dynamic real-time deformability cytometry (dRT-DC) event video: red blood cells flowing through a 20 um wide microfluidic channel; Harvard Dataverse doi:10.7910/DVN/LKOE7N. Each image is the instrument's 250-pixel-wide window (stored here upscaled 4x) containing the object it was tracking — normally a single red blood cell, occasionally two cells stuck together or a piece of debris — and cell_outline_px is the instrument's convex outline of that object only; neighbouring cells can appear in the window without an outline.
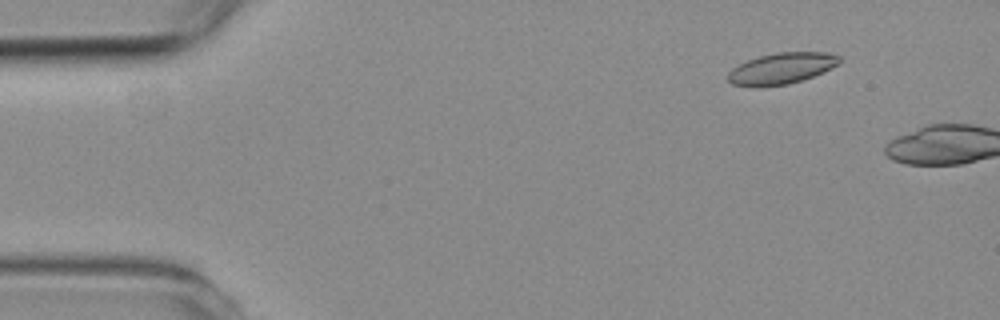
{"species": "common noctule bat (a hibernating species)", "species_latin": "Nyctalus noctula", "temperature_condition": "room temperature", "stored_images_in_passage": 2, "camera_frame_rate_fps": 3000, "um_per_image_px": 0.085, "animal": {"sex": "female", "body_mass_g": 19.3, "forearm_length_mm": 54.1}, "frame": {"image": 1, "passage_image": 1, "time_ms": 0.0, "image_size_px": [1000, 320], "cell_outline_px": [[840, 64], [832, 68], [812, 76], [788, 84], [756, 88], [732, 84], [728, 80], [728, 72], [732, 68], [748, 60], [760, 56], [780, 52], [828, 52], [840, 56]], "centroid_in_image_um": [66.43, 5.82], "position_along_channel_um": 18.6, "area_um2": 20.29}}